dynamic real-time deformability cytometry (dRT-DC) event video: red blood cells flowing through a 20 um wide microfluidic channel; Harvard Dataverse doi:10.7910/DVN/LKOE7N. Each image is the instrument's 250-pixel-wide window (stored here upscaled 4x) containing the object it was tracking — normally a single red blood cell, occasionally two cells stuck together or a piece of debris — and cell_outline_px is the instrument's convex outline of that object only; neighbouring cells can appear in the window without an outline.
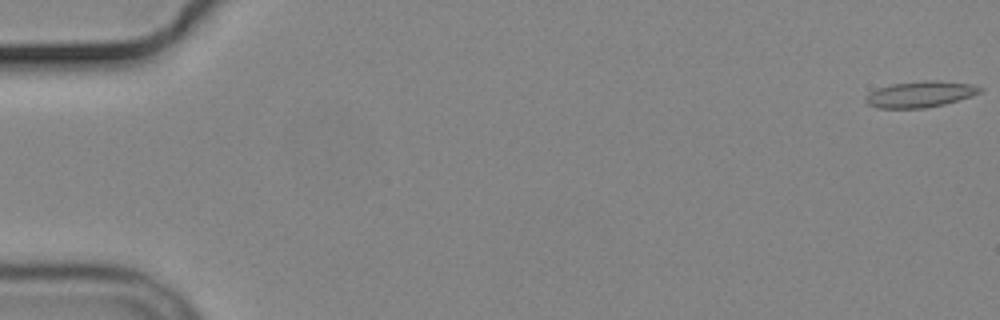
{"species": "common noctule bat (a hibernating species)", "species_latin": "Nyctalus noctula", "temperature_condition": "cold", "stored_images_in_passage": 3, "camera_frame_rate_fps": 3000, "um_per_image_px": 0.085, "animal": {"sex": "male", "body_mass_g": 19.2, "forearm_length_mm": 51.8}, "frame": {"image": 1, "passage_image": 1, "time_ms": 0.0, "image_size_px": [1000, 320], "cell_outline_px": [[984, 88], [980, 92], [972, 96], [944, 104], [924, 108], [876, 108], [868, 104], [864, 100], [868, 92], [892, 84], [924, 80], [936, 80], [972, 84]], "centroid_in_image_um": [78.22, 8.01], "position_along_channel_um": 6.8, "area_um2": 17.4}}
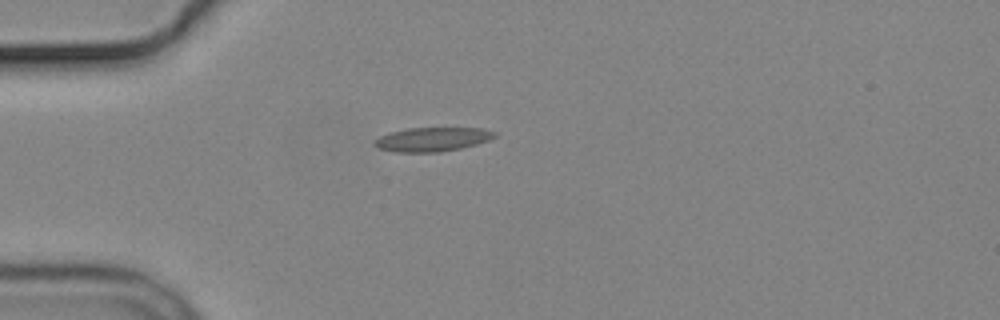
{"frame": {"image": 2, "passage_image": 3, "time_ms": 5.0, "image_size_px": [1000, 320], "cell_outline_px": [[496, 136], [488, 140], [476, 144], [460, 148], [440, 152], [396, 152], [380, 148], [372, 144], [380, 136], [388, 132], [408, 128], [484, 128], [496, 132]], "centroid_in_image_um": [36.75, 11.84], "position_along_channel_um": 48.3, "area_um2": 16.76}}